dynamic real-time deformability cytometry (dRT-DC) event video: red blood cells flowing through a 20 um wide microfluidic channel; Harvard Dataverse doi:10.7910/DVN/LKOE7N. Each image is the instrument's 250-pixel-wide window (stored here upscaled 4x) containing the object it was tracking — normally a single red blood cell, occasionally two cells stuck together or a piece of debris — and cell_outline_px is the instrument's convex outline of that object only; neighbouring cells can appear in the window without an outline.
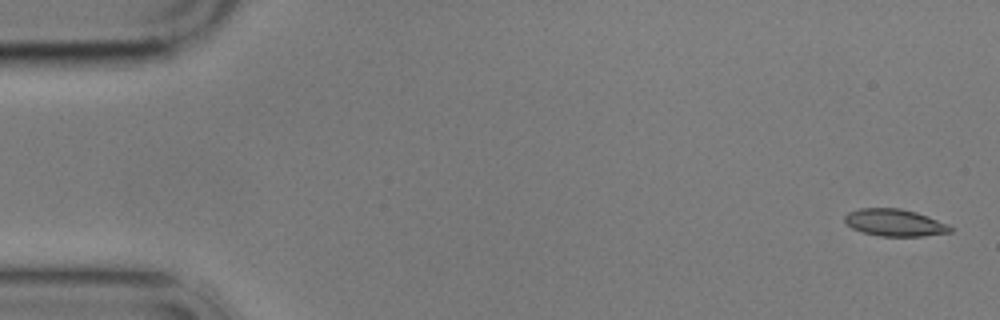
{"species": "common noctule bat (a hibernating species)", "species_latin": "Nyctalus noctula", "temperature_condition": "cold", "stored_images_in_passage": 6, "camera_frame_rate_fps": 3000, "um_per_image_px": 0.085, "animal": {"sex": "male", "body_mass_g": 17.9}, "frame": {"image": 1, "passage_image": 1, "time_ms": 0.0, "image_size_px": [1000, 320], "cell_outline_px": [[952, 232], [924, 236], [880, 236], [864, 232], [852, 228], [844, 220], [844, 216], [848, 212], [860, 208], [900, 208], [916, 212], [928, 216], [948, 224], [952, 228]], "centroid_in_image_um": [76.06, 18.92], "position_along_channel_um": 8.9, "area_um2": 16.65}}
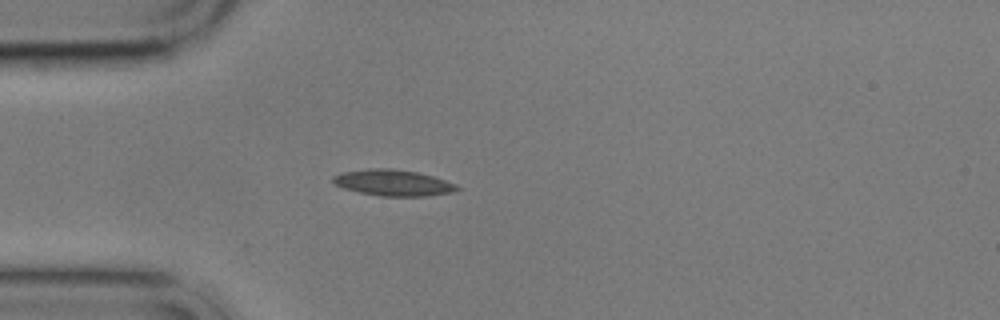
{"frame": {"image": 2, "passage_image": 5, "time_ms": 4.667, "image_size_px": [1000, 320], "cell_outline_px": [[460, 188], [452, 192], [428, 196], [380, 196], [360, 192], [344, 188], [336, 184], [332, 180], [332, 176], [340, 172], [368, 168], [392, 168], [416, 172], [432, 176], [456, 184]], "centroid_in_image_um": [33.39, 15.53], "position_along_channel_um": 51.6, "area_um2": 18.84}}